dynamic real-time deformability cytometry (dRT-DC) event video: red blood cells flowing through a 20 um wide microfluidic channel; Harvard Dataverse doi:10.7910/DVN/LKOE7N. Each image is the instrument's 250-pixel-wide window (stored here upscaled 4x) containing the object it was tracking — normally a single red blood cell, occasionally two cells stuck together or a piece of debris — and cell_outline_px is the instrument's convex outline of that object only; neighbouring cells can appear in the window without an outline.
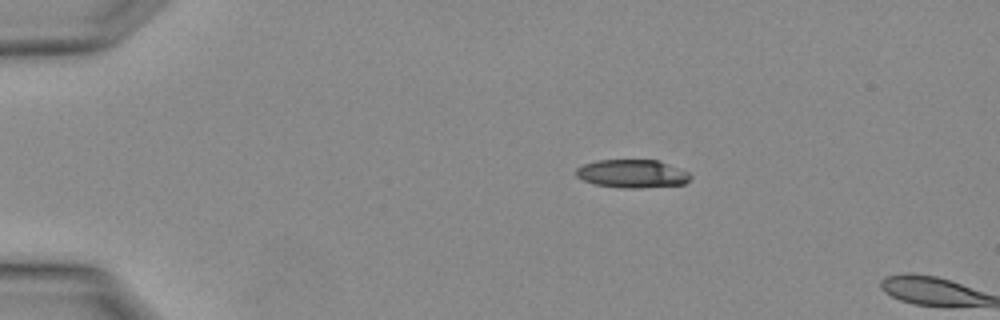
{"species": "Egyptian fruit bat (a non-hibernating species)", "species_latin": "Rousettus aegyptiacus", "temperature_condition": "warm", "stored_images_in_passage": 4, "camera_frame_rate_fps": 3000, "um_per_image_px": 0.085, "animal": {"sex": "female"}, "frame": {"image": 1, "passage_image": 4, "time_ms": 1.0, "image_size_px": [1000, 320], "cell_outline_px": [[692, 176], [684, 184], [640, 188], [620, 188], [592, 184], [576, 176], [576, 168], [584, 164], [596, 160], [660, 160], [688, 172]], "centroid_in_image_um": [53.72, 14.76], "position_along_channel_um": 31.3, "area_um2": 18.9}}